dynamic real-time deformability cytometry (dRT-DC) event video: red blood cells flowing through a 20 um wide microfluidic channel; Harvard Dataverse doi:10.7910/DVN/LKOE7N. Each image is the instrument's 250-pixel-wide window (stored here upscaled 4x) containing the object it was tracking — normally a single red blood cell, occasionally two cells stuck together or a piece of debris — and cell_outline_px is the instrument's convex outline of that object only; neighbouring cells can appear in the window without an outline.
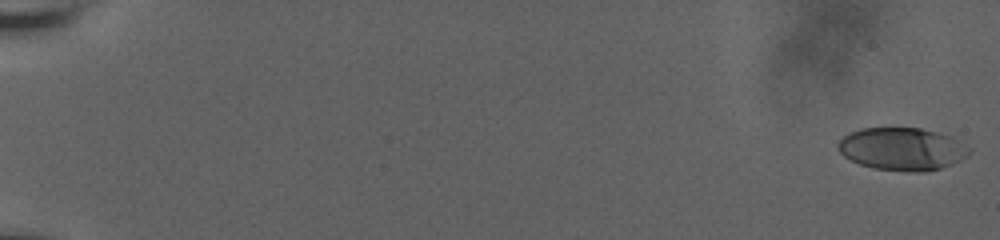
{"species": "human", "species_latin": "Homo sapiens", "temperature_condition": "room temperature", "stored_images_in_passage": 59, "camera_frame_rate_fps": 3000, "um_per_image_px": 0.085, "donor": {"sex": "male"}, "frame": {"image": 1, "passage_image": 1, "time_ms": 0.0, "image_size_px": [1000, 240], "cell_outline_px": [[972, 152], [968, 156], [952, 164], [940, 168], [924, 172], [908, 172], [872, 168], [860, 164], [844, 156], [840, 152], [840, 140], [844, 136], [860, 128], [920, 128], [952, 136], [972, 148]], "centroid_in_image_um": [76.75, 12.67], "position_along_channel_um": 8.2, "area_um2": 32.66}}
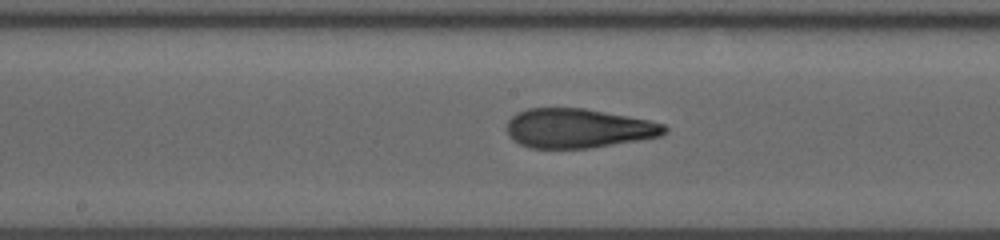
{"frame": {"image": 2, "passage_image": 34, "time_ms": 11.0, "image_size_px": [1000, 240], "cell_outline_px": [[668, 132], [660, 136], [588, 148], [528, 148], [512, 140], [508, 132], [508, 120], [516, 112], [528, 108], [584, 108], [628, 116], [648, 120], [664, 124], [668, 128]], "centroid_in_image_um": [49.13, 10.9], "position_along_channel_um": 199.1, "area_um2": 36.01}}
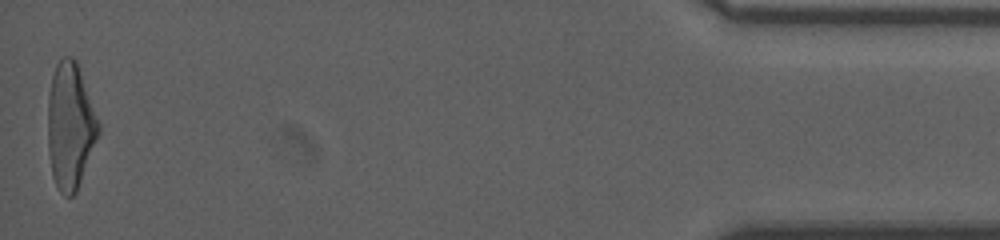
{"frame": {"image": 3, "passage_image": 59, "time_ms": 19.333, "image_size_px": [1000, 240], "cell_outline_px": [[100, 132], [76, 192], [72, 196], [64, 196], [60, 192], [52, 176], [48, 152], [48, 96], [52, 76], [56, 64], [64, 56], [72, 56], [76, 60], [100, 124]], "centroid_in_image_um": [5.96, 10.71], "position_along_channel_um": 429.2, "area_um2": 37.17}, "authors_computed_cell_mechanics": {"area_um2": 35.547, "velocity_mm_per_s": 3.7524, "shape_relaxation_time_tau1_ms": 6.0528, "shape_relaxation_time_tau2_ms": 1.2741, "deformation_change_tau1": 0.2352, "deformation_change_tau2": 0.104}}